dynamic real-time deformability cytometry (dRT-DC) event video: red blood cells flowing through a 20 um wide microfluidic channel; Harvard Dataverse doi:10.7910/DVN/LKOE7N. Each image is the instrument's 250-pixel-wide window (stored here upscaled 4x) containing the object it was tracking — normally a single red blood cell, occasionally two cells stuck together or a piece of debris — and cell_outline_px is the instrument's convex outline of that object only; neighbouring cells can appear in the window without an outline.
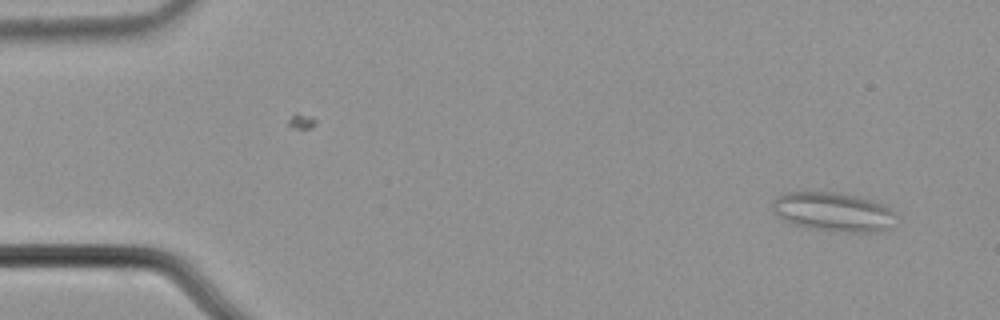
{"species": "common noctule bat (a hibernating species)", "species_latin": "Nyctalus noctula", "temperature_condition": "cold", "stored_images_in_passage": 56, "camera_frame_rate_fps": 3000, "um_per_image_px": 0.085, "animal": {"sex": "male", "body_mass_g": 21.5, "forearm_length_mm": 52.0}, "frame": {"image": 1, "passage_image": 4, "time_ms": 1.0, "image_size_px": [1000, 320], "cell_outline_px": [[900, 216], [888, 228], [880, 232], [844, 232], [816, 228], [796, 224], [784, 220], [776, 216], [772, 212], [772, 200], [776, 196], [784, 192], [832, 192], [856, 196], [872, 200], [884, 204]], "centroid_in_image_um": [70.85, 18.0], "position_along_channel_um": 14.1, "area_um2": 28.26}}
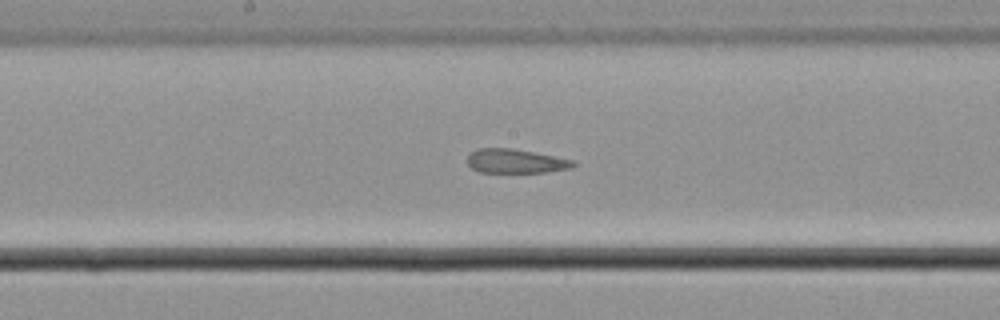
{"frame": {"image": 2, "passage_image": 30, "time_ms": 9.667, "image_size_px": [1000, 320], "cell_outline_px": [[576, 164], [572, 168], [544, 172], [480, 172], [472, 168], [468, 164], [468, 156], [476, 148], [512, 148], [572, 160]], "centroid_in_image_um": [43.8, 13.69], "position_along_channel_um": 204.4, "area_um2": 14.62}}
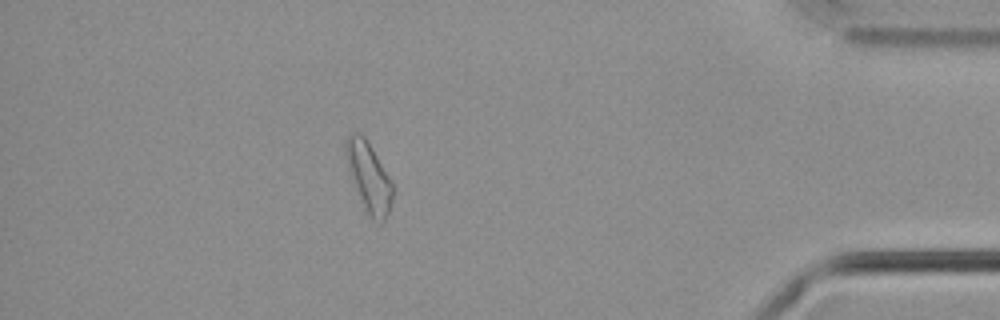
{"frame": {"image": 3, "passage_image": 50, "time_ms": 16.333, "image_size_px": [1000, 320], "cell_outline_px": [[392, 196], [388, 212], [384, 220], [380, 224], [372, 220], [368, 216], [352, 180], [344, 152], [344, 140], [348, 132], [356, 132], [364, 136], [372, 148], [392, 180]], "centroid_in_image_um": [31.32, 15.01], "position_along_channel_um": 403.9, "area_um2": 18.96}, "authors_computed_cell_mechanics": {"area_um2": 17.7157, "velocity_mm_per_s": 3.6745, "shape_relaxation_time_tau1_ms": null, "shape_relaxation_time_tau2_ms": 3.3868, "deformation_change_tau1": null, "deformation_change_tau2": 0.0873}}